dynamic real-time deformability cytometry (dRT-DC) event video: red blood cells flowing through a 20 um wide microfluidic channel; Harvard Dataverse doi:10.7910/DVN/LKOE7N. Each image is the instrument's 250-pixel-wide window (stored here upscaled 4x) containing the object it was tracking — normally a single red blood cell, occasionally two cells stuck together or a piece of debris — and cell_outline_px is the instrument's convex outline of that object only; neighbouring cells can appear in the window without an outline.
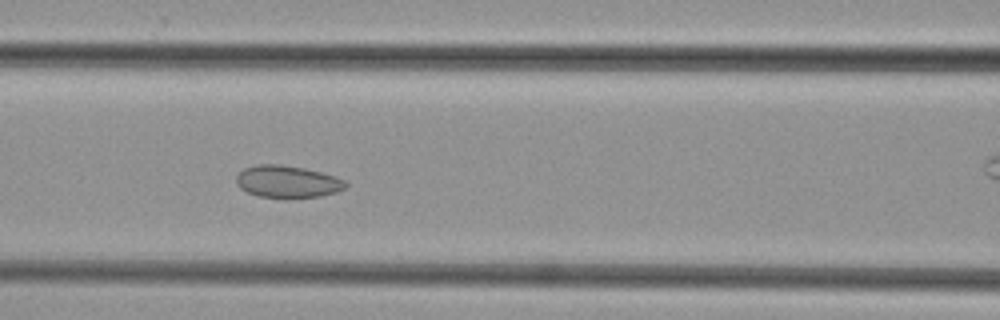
{"species": "common noctule bat (a hibernating species)", "species_latin": "Nyctalus noctula", "temperature_condition": "cold", "stored_images_in_passage": 41, "camera_frame_rate_fps": 3000, "um_per_image_px": 0.085, "animal": {"sex": "female", "body_mass_g": 29.2, "forearm_length_mm": 56.3}, "frame": {"image": 1, "passage_image": 13, "time_ms": 4.0, "image_size_px": [1000, 320], "cell_outline_px": [[348, 184], [344, 188], [336, 192], [320, 196], [292, 200], [288, 200], [260, 196], [248, 192], [240, 188], [236, 184], [236, 176], [244, 168], [256, 164], [280, 164], [304, 168], [336, 176], [344, 180]], "centroid_in_image_um": [24.43, 15.46], "position_along_channel_um": 142.2, "area_um2": 20.98}}
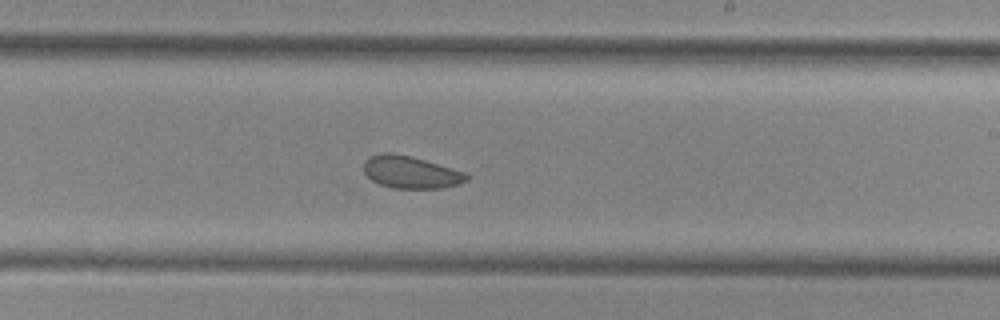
{"frame": {"image": 2, "passage_image": 21, "time_ms": 6.667, "image_size_px": [1000, 320], "cell_outline_px": [[468, 180], [444, 188], [392, 188], [380, 184], [372, 180], [364, 172], [364, 160], [368, 156], [380, 152], [388, 152], [408, 156], [424, 160], [464, 172], [468, 176]], "centroid_in_image_um": [34.85, 14.63], "position_along_channel_um": 254.1, "area_um2": 19.13}}
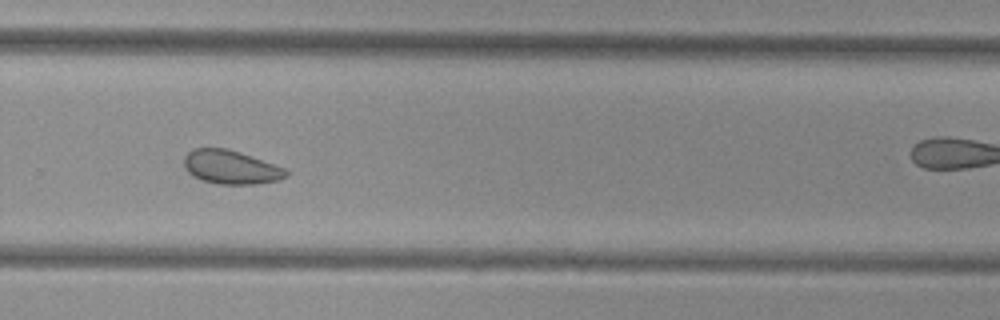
{"frame": {"image": 3, "passage_image": 25, "time_ms": 8.0, "image_size_px": [1000, 320], "cell_outline_px": [[292, 172], [288, 176], [280, 180], [256, 184], [216, 184], [200, 180], [192, 176], [184, 168], [184, 156], [188, 152], [196, 148], [228, 148], [288, 168]], "centroid_in_image_um": [19.68, 14.22], "position_along_channel_um": 310.1, "area_um2": 20.58}}